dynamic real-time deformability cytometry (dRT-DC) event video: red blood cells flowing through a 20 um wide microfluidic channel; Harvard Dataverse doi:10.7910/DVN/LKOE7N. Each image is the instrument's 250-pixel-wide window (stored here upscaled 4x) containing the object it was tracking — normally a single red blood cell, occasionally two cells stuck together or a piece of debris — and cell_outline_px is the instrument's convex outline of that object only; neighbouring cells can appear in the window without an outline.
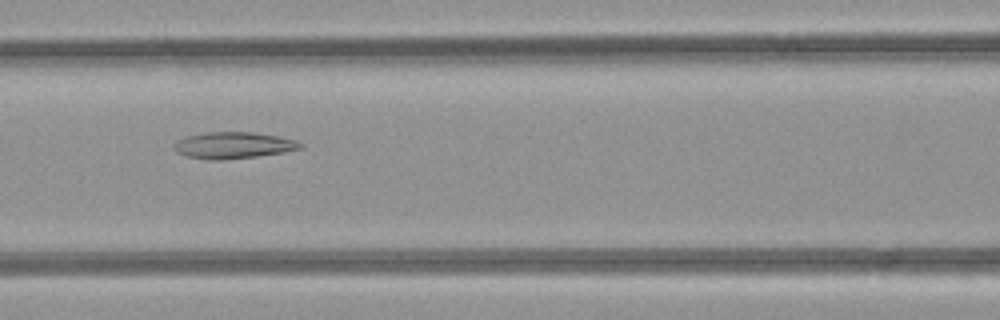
{"species": "common noctule bat (a hibernating species)", "species_latin": "Nyctalus noctula", "temperature_condition": "room temperature", "stored_images_in_passage": 44, "camera_frame_rate_fps": 3000, "um_per_image_px": 0.085, "animal": {"sex": "female", "body_mass_g": 21.9}, "frame": {"image": 1, "passage_image": 17, "time_ms": 5.333, "image_size_px": [1000, 320], "cell_outline_px": [[304, 148], [284, 152], [256, 156], [224, 160], [208, 160], [184, 156], [176, 152], [172, 148], [172, 144], [176, 140], [188, 136], [204, 132], [252, 132], [280, 136], [296, 140], [304, 144]], "centroid_in_image_um": [19.81, 12.35], "position_along_channel_um": 146.8, "area_um2": 19.88}}
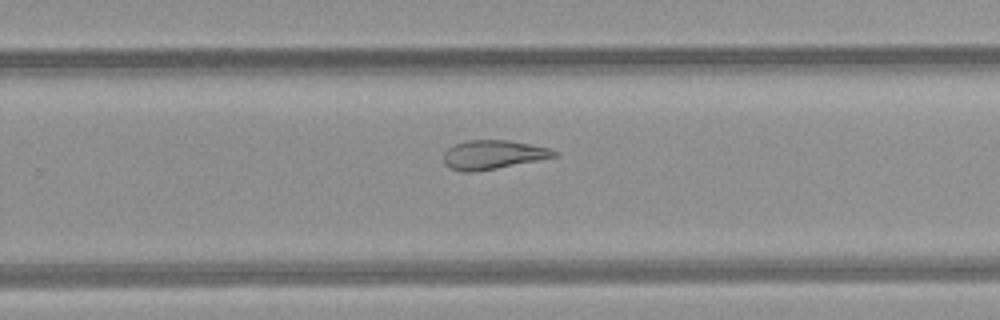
{"frame": {"image": 2, "passage_image": 27, "time_ms": 8.667, "image_size_px": [1000, 320], "cell_outline_px": [[556, 156], [476, 172], [460, 172], [448, 168], [444, 164], [444, 152], [452, 144], [468, 140], [508, 140], [548, 148], [556, 152]], "centroid_in_image_um": [41.79, 13.15], "position_along_channel_um": 288.0, "area_um2": 18.5}}
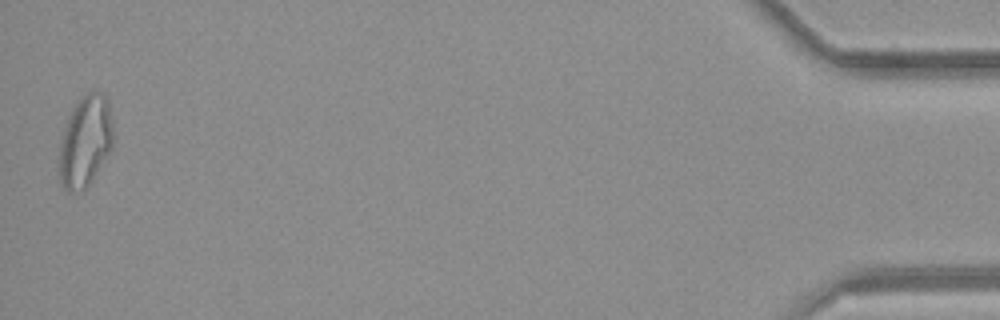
{"frame": {"image": 3, "passage_image": 44, "time_ms": 14.333, "image_size_px": [1000, 320], "cell_outline_px": [[112, 148], [92, 180], [84, 188], [72, 192], [68, 192], [60, 188], [56, 168], [60, 144], [72, 108], [88, 92], [104, 92], [108, 96], [112, 124]], "centroid_in_image_um": [7.22, 12.06], "position_along_channel_um": 428.0, "area_um2": 28.96}, "authors_computed_cell_mechanics": {"area_um2": 22.8599, "velocity_mm_per_s": 4.2461, "shape_relaxation_time_tau1_ms": null, "shape_relaxation_time_tau2_ms": 9.2784, "deformation_change_tau1": null, "deformation_change_tau2": 0.2428}}